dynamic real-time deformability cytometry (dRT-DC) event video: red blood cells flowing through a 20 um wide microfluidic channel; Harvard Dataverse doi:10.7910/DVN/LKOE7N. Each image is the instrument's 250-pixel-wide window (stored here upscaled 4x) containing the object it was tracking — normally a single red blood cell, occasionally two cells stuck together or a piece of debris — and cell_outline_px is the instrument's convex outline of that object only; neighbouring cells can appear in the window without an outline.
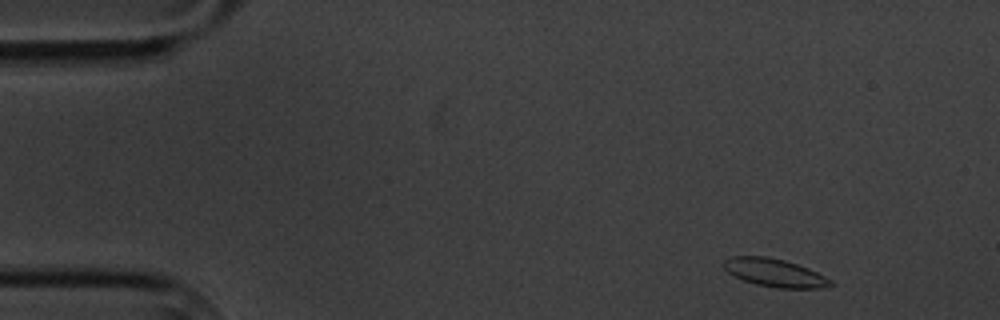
{"species": "common noctule bat (a hibernating species)", "species_latin": "Nyctalus noctula", "temperature_condition": "cold", "stored_images_in_passage": 4, "camera_frame_rate_fps": 3000, "um_per_image_px": 0.085, "animal": {"sex": "male", "body_mass_g": 20.1, "forearm_length_mm": 53.5}, "frame": {"image": 1, "passage_image": 1, "time_ms": 0.0, "image_size_px": [1000, 320], "cell_outline_px": [[836, 284], [820, 288], [780, 288], [756, 284], [744, 280], [728, 272], [720, 264], [724, 260], [732, 256], [768, 256], [784, 260], [808, 268], [832, 280]], "centroid_in_image_um": [65.84, 23.17], "position_along_channel_um": 19.2, "area_um2": 17.4}}
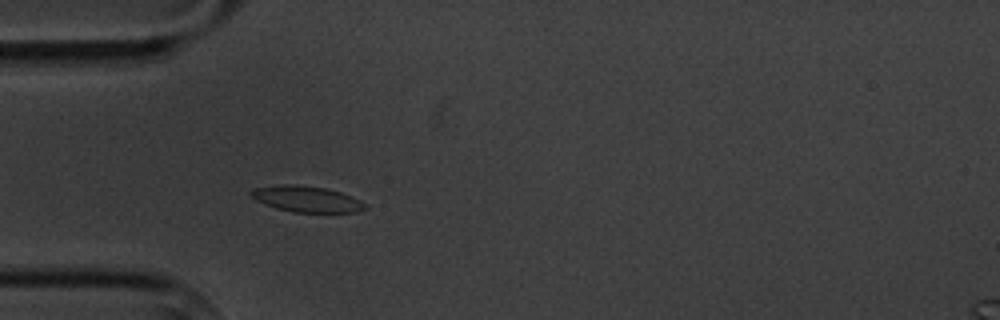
{"frame": {"image": 2, "passage_image": 4, "time_ms": 3.667, "image_size_px": [1000, 320], "cell_outline_px": [[368, 208], [356, 212], [292, 212], [276, 208], [264, 204], [256, 200], [248, 192], [252, 188], [280, 184], [292, 184], [324, 188], [340, 192], [352, 196], [368, 204]], "centroid_in_image_um": [26.06, 16.92], "position_along_channel_um": 58.9, "area_um2": 17.4}}